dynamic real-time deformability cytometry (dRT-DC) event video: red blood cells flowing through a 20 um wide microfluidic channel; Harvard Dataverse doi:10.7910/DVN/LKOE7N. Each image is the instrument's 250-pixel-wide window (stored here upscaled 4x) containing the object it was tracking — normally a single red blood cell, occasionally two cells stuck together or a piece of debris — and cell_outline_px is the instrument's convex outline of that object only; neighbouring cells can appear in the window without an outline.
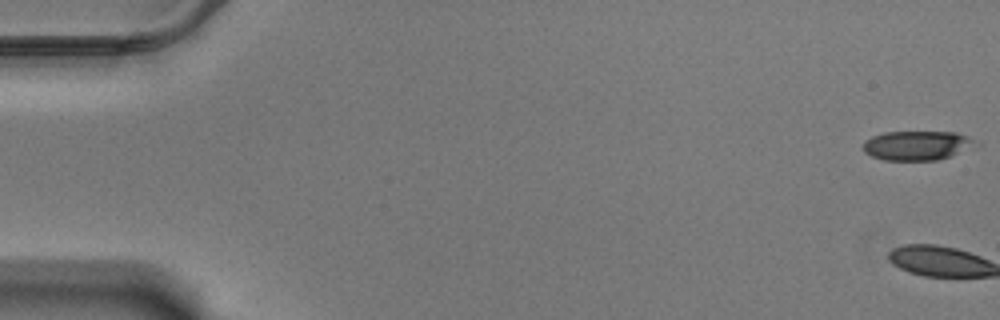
{"species": "Egyptian fruit bat (a non-hibernating species)", "species_latin": "Rousettus aegyptiacus", "temperature_condition": "warm", "stored_images_in_passage": 3, "camera_frame_rate_fps": 3000, "um_per_image_px": 0.085, "animal": {"sex": "male"}, "frame": {"image": 1, "passage_image": 1, "time_ms": 0.0, "image_size_px": [1000, 320], "cell_outline_px": [[972, 140], [952, 156], [940, 160], [884, 160], [872, 156], [864, 152], [864, 140], [872, 136], [884, 132], [956, 132], [968, 136]], "centroid_in_image_um": [77.79, 12.36], "position_along_channel_um": 7.2, "area_um2": 18.55}}